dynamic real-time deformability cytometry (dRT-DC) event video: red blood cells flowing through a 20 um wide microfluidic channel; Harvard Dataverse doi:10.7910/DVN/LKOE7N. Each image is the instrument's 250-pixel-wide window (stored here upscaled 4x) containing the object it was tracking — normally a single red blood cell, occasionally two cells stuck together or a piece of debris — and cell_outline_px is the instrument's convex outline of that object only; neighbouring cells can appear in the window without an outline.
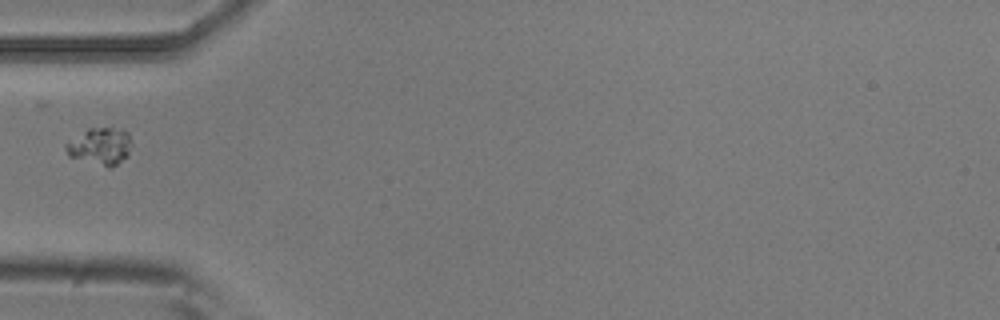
{"species": "common noctule bat (a hibernating species)", "species_latin": "Nyctalus noctula", "temperature_condition": "room temperature", "stored_images_in_passage": 6, "camera_frame_rate_fps": 3000, "um_per_image_px": 0.085, "animal": {"sex": "male", "body_mass_g": 20.5, "forearm_length_mm": 52.5}, "frame": {"image": 1, "passage_image": 5, "time_ms": 1.333, "image_size_px": [1000, 320], "cell_outline_px": [[132, 144], [128, 156], [112, 168], [108, 168], [68, 156], [64, 148], [64, 144], [88, 128], [112, 128], [128, 132]], "centroid_in_image_um": [8.51, 12.46], "position_along_channel_um": 76.5, "area_um2": 14.33}}
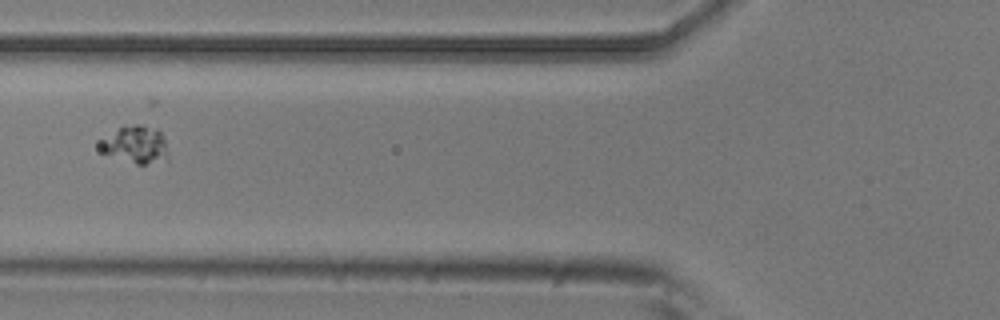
{"frame": {"image": 2, "passage_image": 6, "time_ms": 1.667, "image_size_px": [1000, 320], "cell_outline_px": [[168, 160], [144, 164], [136, 164], [100, 152], [100, 140], [124, 124], [140, 124], [156, 128], [160, 132], [164, 140], [168, 156]], "centroid_in_image_um": [11.51, 12.28], "position_along_channel_um": 114.3, "area_um2": 14.91}}